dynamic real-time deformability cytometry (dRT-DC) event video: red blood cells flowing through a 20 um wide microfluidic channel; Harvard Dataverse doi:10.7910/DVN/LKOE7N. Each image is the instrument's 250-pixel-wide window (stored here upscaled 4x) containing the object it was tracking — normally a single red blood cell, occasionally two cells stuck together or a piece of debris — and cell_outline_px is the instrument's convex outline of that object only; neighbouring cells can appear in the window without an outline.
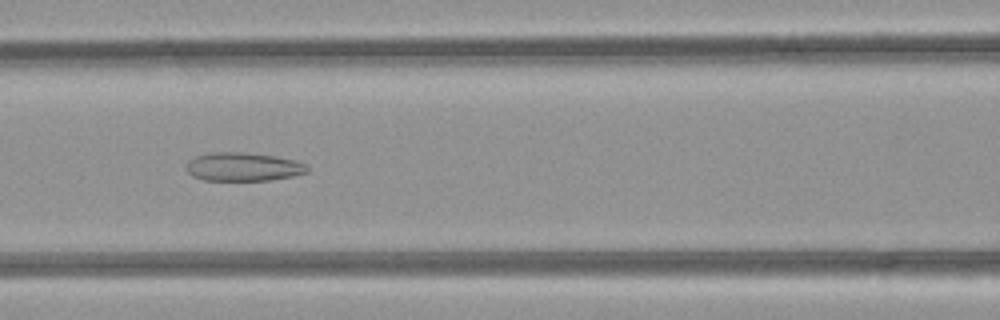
{"species": "common noctule bat (a hibernating species)", "species_latin": "Nyctalus noctula", "temperature_condition": "room temperature", "stored_images_in_passage": 50, "camera_frame_rate_fps": 3000, "um_per_image_px": 0.085, "animal": {"sex": "female", "body_mass_g": 21.9}, "frame": {"image": 1, "passage_image": 22, "time_ms": 7.0, "image_size_px": [1000, 320], "cell_outline_px": [[308, 172], [292, 176], [268, 180], [204, 180], [192, 176], [188, 172], [188, 160], [196, 156], [208, 152], [244, 152], [276, 156], [296, 160], [308, 164]], "centroid_in_image_um": [20.7, 14.16], "position_along_channel_um": 145.9, "area_um2": 20.17}}
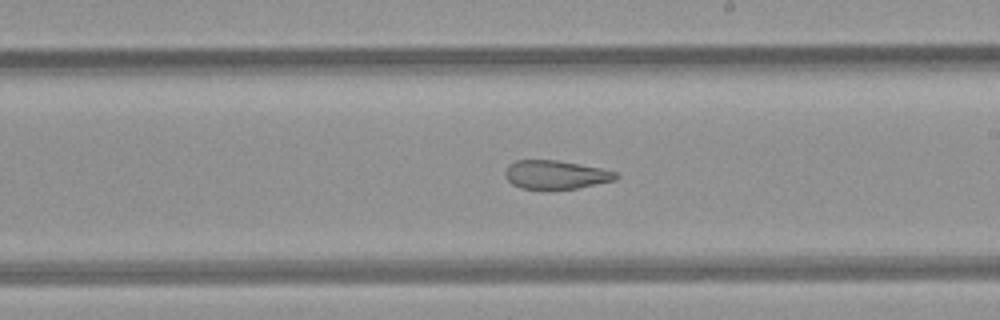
{"frame": {"image": 2, "passage_image": 29, "time_ms": 9.333, "image_size_px": [1000, 320], "cell_outline_px": [[620, 176], [616, 180], [576, 188], [548, 192], [544, 192], [520, 188], [512, 184], [504, 176], [504, 172], [508, 164], [516, 160], [556, 160], [580, 164], [600, 168], [616, 172]], "centroid_in_image_um": [47.19, 14.89], "position_along_channel_um": 241.8, "area_um2": 19.19}}
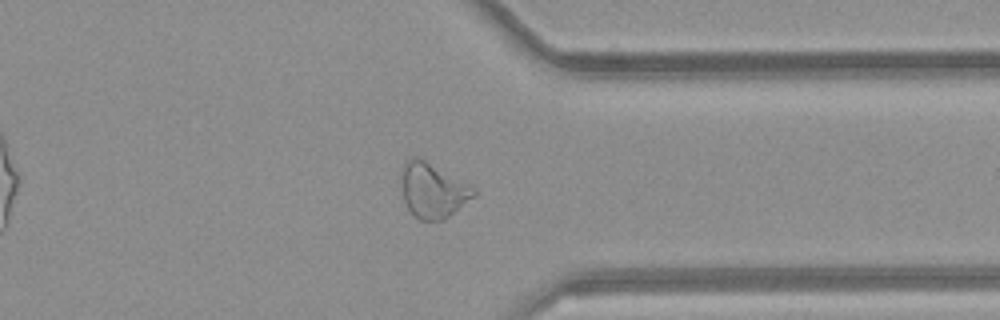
{"frame": {"image": 3, "passage_image": 39, "time_ms": 12.667, "image_size_px": [1000, 320], "cell_outline_px": [[476, 192], [472, 196], [444, 220], [420, 220], [408, 208], [404, 200], [400, 180], [400, 172], [404, 164], [408, 160], [416, 156], [420, 156], [476, 188]], "centroid_in_image_um": [36.75, 16.14], "position_along_channel_um": 374.7, "area_um2": 23.0}, "authors_computed_cell_mechanics": {"area_um2": 25.2297, "velocity_mm_per_s": 4.1166, "shape_relaxation_time_tau1_ms": null, "shape_relaxation_time_tau2_ms": 2.474, "deformation_change_tau1": null, "deformation_change_tau2": 0.104}}